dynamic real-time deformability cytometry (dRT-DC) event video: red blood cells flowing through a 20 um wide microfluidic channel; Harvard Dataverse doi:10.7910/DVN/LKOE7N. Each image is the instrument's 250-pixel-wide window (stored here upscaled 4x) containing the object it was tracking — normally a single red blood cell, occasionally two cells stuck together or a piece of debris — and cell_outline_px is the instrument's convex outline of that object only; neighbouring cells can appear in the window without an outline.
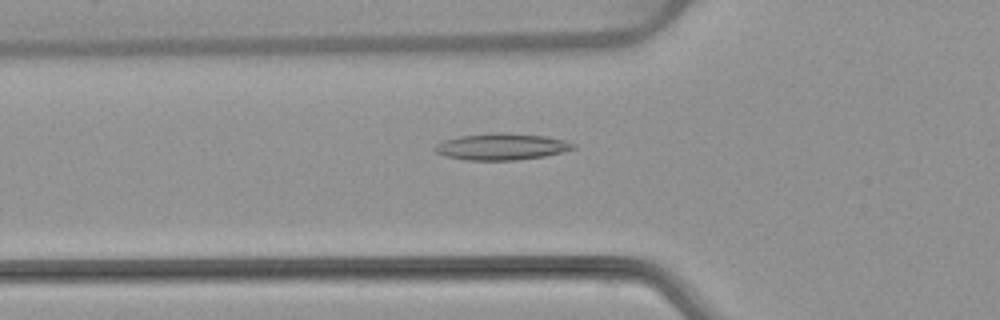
{"species": "common noctule bat (a hibernating species)", "species_latin": "Nyctalus noctula", "temperature_condition": "warm", "stored_images_in_passage": 54, "camera_frame_rate_fps": 3000, "um_per_image_px": 0.085, "animal": {"sex": "female", "body_mass_g": 22.7, "forearm_length_mm": 54.2}, "frame": {"image": 1, "passage_image": 19, "time_ms": 6.0, "image_size_px": [1000, 320], "cell_outline_px": [[576, 148], [544, 156], [516, 160], [464, 160], [444, 156], [436, 152], [432, 148], [436, 144], [444, 140], [460, 136], [496, 132], [504, 132], [544, 136], [564, 140], [576, 144]], "centroid_in_image_um": [42.6, 12.46], "position_along_channel_um": 83.2, "area_um2": 21.44}}
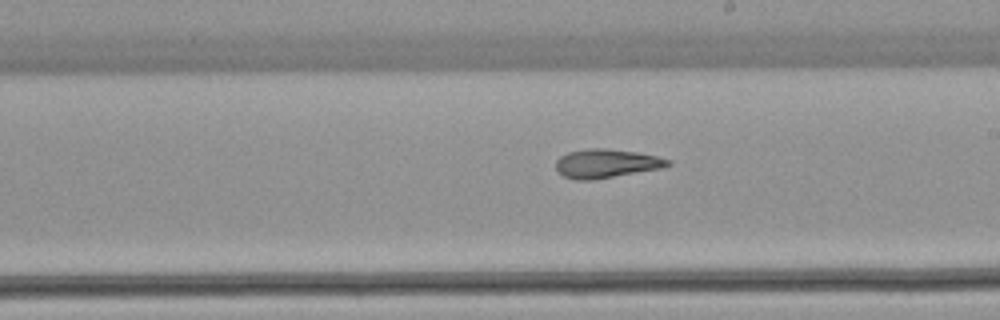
{"frame": {"image": 2, "passage_image": 31, "time_ms": 10.0, "image_size_px": [1000, 320], "cell_outline_px": [[672, 164], [664, 168], [592, 180], [576, 180], [564, 176], [556, 168], [556, 160], [560, 156], [568, 152], [588, 148], [608, 148], [636, 152], [656, 156], [672, 160]], "centroid_in_image_um": [51.57, 13.89], "position_along_channel_um": 237.4, "area_um2": 18.9}}
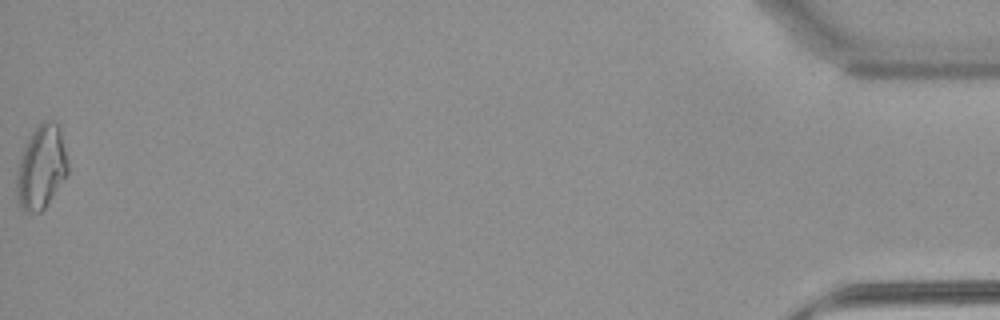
{"frame": {"image": 3, "passage_image": 54, "time_ms": 17.667, "image_size_px": [1000, 320], "cell_outline_px": [[68, 172], [44, 208], [40, 212], [24, 212], [16, 204], [16, 172], [24, 148], [32, 132], [44, 120], [52, 120], [60, 124], [68, 164]], "centroid_in_image_um": [3.49, 14.22], "position_along_channel_um": 431.7, "area_um2": 24.97}, "authors_computed_cell_mechanics": {"area_um2": 20.4612, "velocity_mm_per_s": 3.8434, "shape_relaxation_time_tau1_ms": null, "shape_relaxation_time_tau2_ms": 4.3058, "deformation_change_tau1": null, "deformation_change_tau2": 0.1404}}